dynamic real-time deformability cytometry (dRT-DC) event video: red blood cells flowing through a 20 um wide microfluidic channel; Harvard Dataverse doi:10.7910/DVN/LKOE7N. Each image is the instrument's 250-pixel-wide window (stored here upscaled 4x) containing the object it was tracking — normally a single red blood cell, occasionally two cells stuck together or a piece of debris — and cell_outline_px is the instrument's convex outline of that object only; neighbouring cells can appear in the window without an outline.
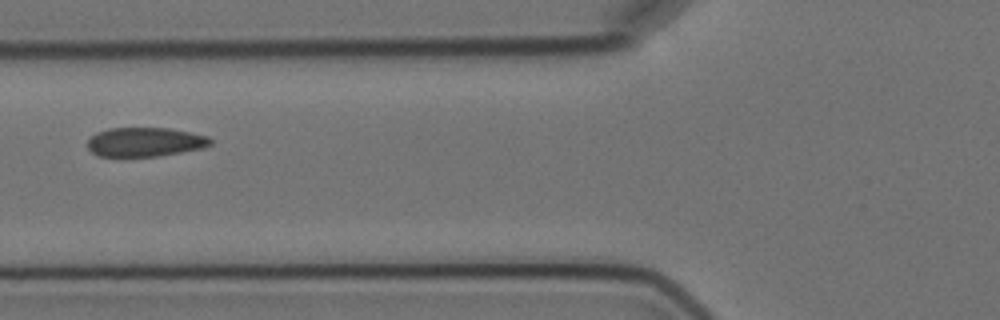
{"species": "Egyptian fruit bat (a non-hibernating species)", "species_latin": "Rousettus aegyptiacus", "temperature_condition": "cold", "stored_images_in_passage": 13, "camera_frame_rate_fps": 3000, "um_per_image_px": 0.085, "animal": {"sex": "female"}, "frame": {"image": 1, "passage_image": 4, "time_ms": 3.333, "image_size_px": [1000, 320], "cell_outline_px": [[212, 144], [204, 148], [156, 156], [96, 156], [88, 148], [88, 140], [96, 132], [108, 128], [168, 128], [208, 136], [212, 140]], "centroid_in_image_um": [12.32, 12.07], "position_along_channel_um": 113.5, "area_um2": 20.81}}
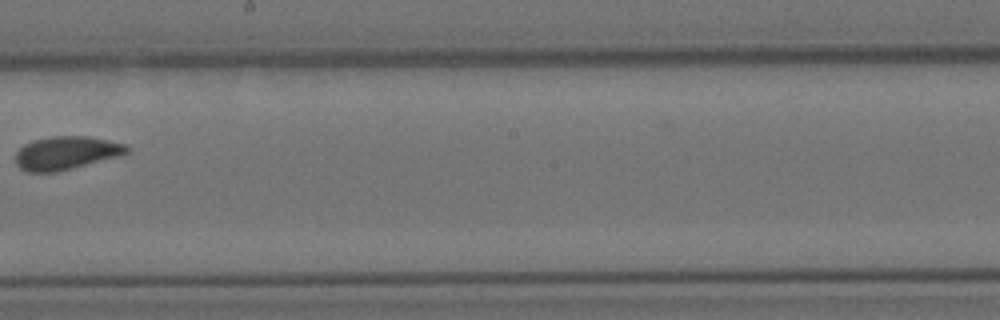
{"frame": {"image": 2, "passage_image": 7, "time_ms": 7.0, "image_size_px": [1000, 320], "cell_outline_px": [[128, 152], [116, 156], [72, 168], [56, 172], [28, 172], [20, 168], [16, 164], [16, 152], [24, 144], [32, 140], [52, 136], [88, 136], [108, 140], [124, 144], [128, 148]], "centroid_in_image_um": [5.56, 12.99], "position_along_channel_um": 242.6, "area_um2": 21.27}}
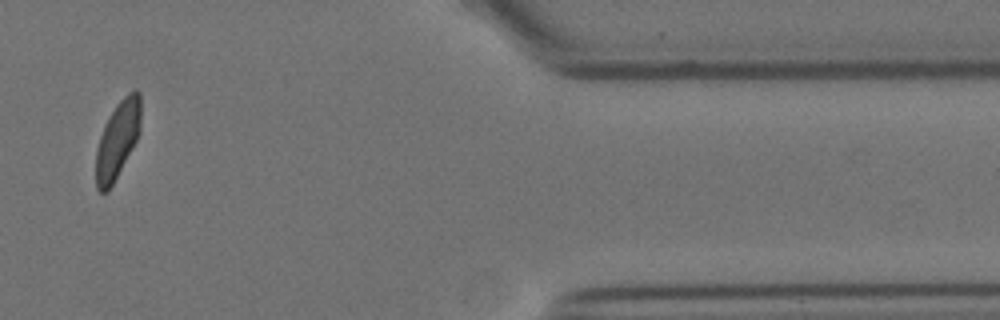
{"frame": {"image": 3, "passage_image": 11, "time_ms": 12.667, "image_size_px": [1000, 320], "cell_outline_px": [[140, 132], [132, 148], [108, 192], [100, 192], [96, 188], [96, 148], [104, 124], [116, 104], [128, 92], [136, 88], [140, 92]], "centroid_in_image_um": [9.98, 11.85], "position_along_channel_um": 401.4, "area_um2": 20.11}, "authors_computed_cell_mechanics": {"area_um2": 21.4438, "velocity_mm_per_s": 3.5373, "shape_relaxation_time_tau1_ms": 4.1081, "shape_relaxation_time_tau2_ms": 0.6774, "deformation_change_tau1": 0.103, "deformation_change_tau2": 0.0494}}